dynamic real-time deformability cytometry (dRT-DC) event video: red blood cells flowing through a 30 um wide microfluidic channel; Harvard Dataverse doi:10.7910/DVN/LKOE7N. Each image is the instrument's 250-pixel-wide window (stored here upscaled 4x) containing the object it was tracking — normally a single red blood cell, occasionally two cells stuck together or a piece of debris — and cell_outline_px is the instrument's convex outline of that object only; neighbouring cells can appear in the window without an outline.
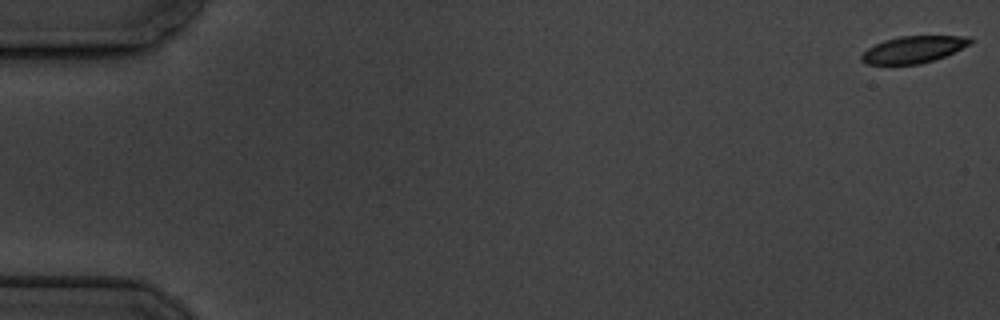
{"species": "common noctule bat (a hibernating species)", "species_latin": "Nyctalus noctula", "temperature_condition": "cold", "stored_images_in_passage": 11, "camera_frame_rate_fps": 3000, "um_per_image_px": 0.085, "animal": {"sex": "male", "body_mass_g": 19.5, "forearm_length_mm": 54.6}, "frame": {"image": 1, "passage_image": 1, "time_ms": 0.0, "image_size_px": [1000, 320], "cell_outline_px": [[972, 44], [944, 56], [920, 64], [868, 64], [860, 60], [860, 56], [868, 48], [884, 40], [900, 36], [972, 36]], "centroid_in_image_um": [77.66, 4.2], "position_along_channel_um": 7.3, "area_um2": 16.94}}
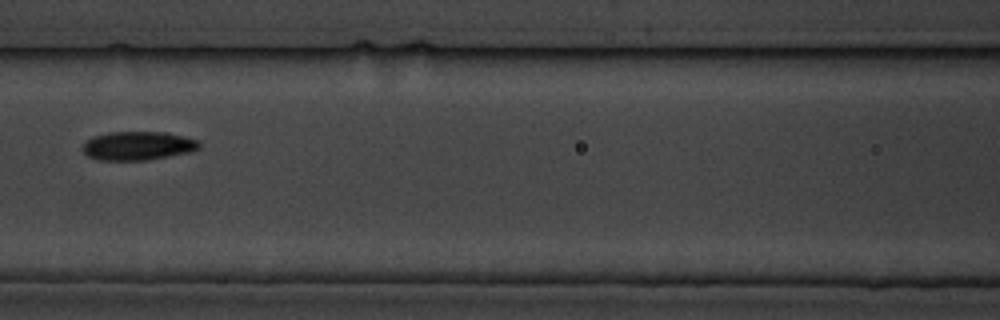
{"frame": {"image": 2, "passage_image": 8, "time_ms": 8.667, "image_size_px": [1000, 320], "cell_outline_px": [[200, 148], [192, 152], [148, 160], [100, 160], [88, 156], [80, 148], [84, 140], [92, 136], [108, 132], [168, 132], [200, 140]], "centroid_in_image_um": [11.72, 12.38], "position_along_channel_um": 154.9, "area_um2": 19.94}}
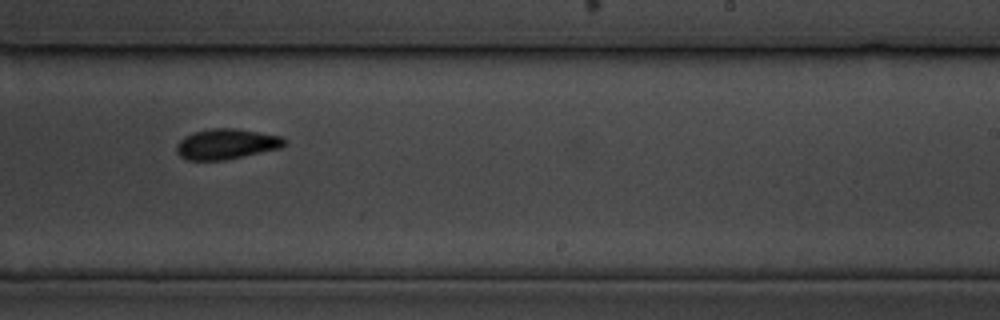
{"frame": {"image": 3, "passage_image": 11, "time_ms": 12.0, "image_size_px": [1000, 320], "cell_outline_px": [[288, 144], [280, 148], [228, 160], [188, 160], [180, 156], [176, 152], [176, 144], [184, 136], [196, 132], [212, 128], [236, 128], [280, 136], [288, 140]], "centroid_in_image_um": [19.26, 12.25], "position_along_channel_um": 269.7, "area_um2": 19.25}}